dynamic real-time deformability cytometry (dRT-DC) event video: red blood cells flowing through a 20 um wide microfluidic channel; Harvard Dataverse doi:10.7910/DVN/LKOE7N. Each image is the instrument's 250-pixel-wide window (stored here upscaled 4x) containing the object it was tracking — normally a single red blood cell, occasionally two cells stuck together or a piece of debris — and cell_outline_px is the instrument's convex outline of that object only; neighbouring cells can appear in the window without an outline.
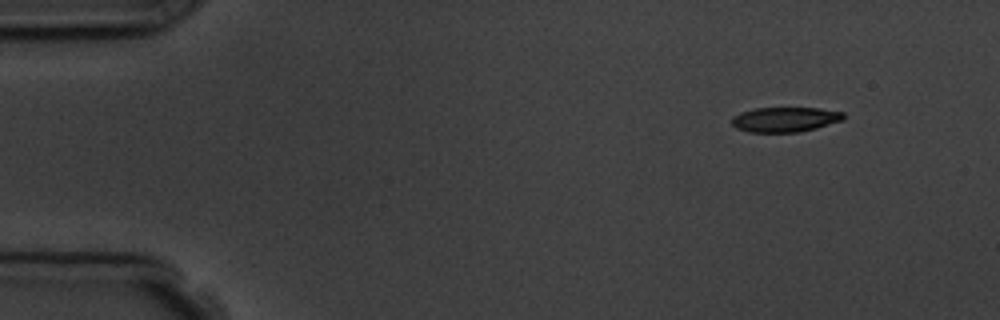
{"species": "common noctule bat (a hibernating species)", "species_latin": "Nyctalus noctula", "temperature_condition": "room temperature", "stored_images_in_passage": 4, "camera_frame_rate_fps": 3000, "um_per_image_px": 0.085, "animal": {"sex": "male", "body_mass_g": 19.5, "forearm_length_mm": 54.6}, "frame": {"image": 1, "passage_image": 1, "time_ms": 0.0, "image_size_px": [1000, 320], "cell_outline_px": [[844, 120], [816, 128], [800, 132], [748, 132], [736, 128], [732, 124], [732, 116], [740, 112], [756, 108], [820, 108], [844, 112]], "centroid_in_image_um": [66.73, 10.15], "position_along_channel_um": 18.3, "area_um2": 16.3}}